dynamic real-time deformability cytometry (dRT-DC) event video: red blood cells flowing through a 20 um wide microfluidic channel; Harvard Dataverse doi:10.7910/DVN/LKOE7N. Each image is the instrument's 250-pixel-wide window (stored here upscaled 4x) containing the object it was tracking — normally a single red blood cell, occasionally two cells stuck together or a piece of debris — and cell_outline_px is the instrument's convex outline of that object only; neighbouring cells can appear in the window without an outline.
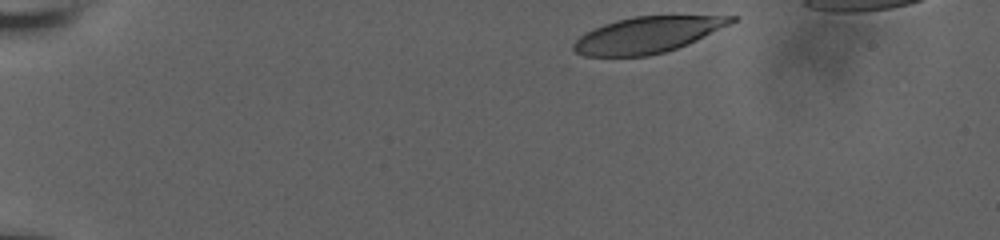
{"species": "human", "species_latin": "Homo sapiens", "temperature_condition": "room temperature", "stored_images_in_passage": 41, "camera_frame_rate_fps": 3000, "um_per_image_px": 0.085, "donor": {"sex": "male"}, "frame": {"image": 1, "passage_image": 1, "time_ms": 0.0, "image_size_px": [1000, 240], "cell_outline_px": [[740, 16], [732, 24], [688, 44], [664, 52], [648, 56], [584, 56], [576, 52], [572, 48], [572, 44], [584, 32], [592, 28], [616, 20], [632, 16]], "centroid_in_image_um": [55.02, 2.96], "position_along_channel_um": 30.0, "area_um2": 33.23}}
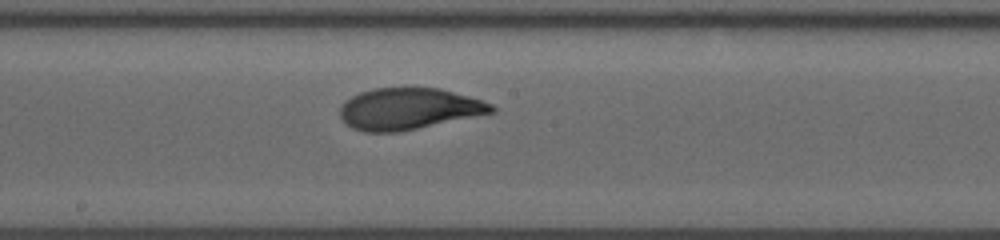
{"frame": {"image": 2, "passage_image": 24, "time_ms": 7.667, "image_size_px": [1000, 240], "cell_outline_px": [[496, 112], [400, 132], [364, 132], [352, 128], [340, 116], [340, 104], [344, 100], [360, 92], [372, 88], [440, 88], [468, 96], [492, 104], [496, 108]], "centroid_in_image_um": [34.73, 9.25], "position_along_channel_um": 213.5, "area_um2": 36.7}}
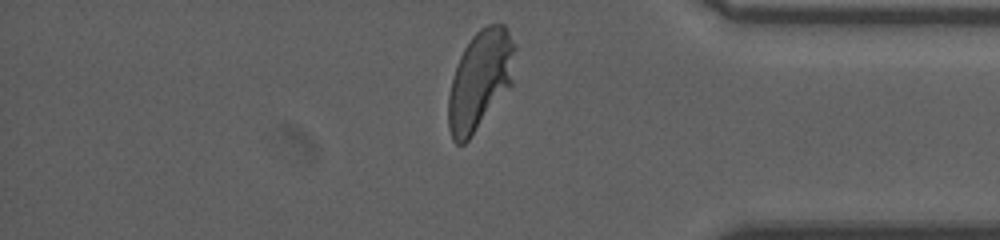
{"frame": {"image": 3, "passage_image": 40, "time_ms": 13.0, "image_size_px": [1000, 240], "cell_outline_px": [[516, 48], [512, 84], [468, 140], [464, 144], [456, 144], [452, 140], [448, 128], [448, 96], [452, 80], [460, 56], [464, 48], [472, 36], [480, 28], [488, 24], [504, 24], [516, 44]], "centroid_in_image_um": [40.81, 6.79], "position_along_channel_um": 394.4, "area_um2": 38.44}, "authors_computed_cell_mechanics": {"area_um2": 37.0498, "velocity_mm_per_s": 3.6832, "shape_relaxation_time_tau1_ms": 3.8979, "shape_relaxation_time_tau2_ms": null, "deformation_change_tau1": 0.181, "deformation_change_tau2": null}}